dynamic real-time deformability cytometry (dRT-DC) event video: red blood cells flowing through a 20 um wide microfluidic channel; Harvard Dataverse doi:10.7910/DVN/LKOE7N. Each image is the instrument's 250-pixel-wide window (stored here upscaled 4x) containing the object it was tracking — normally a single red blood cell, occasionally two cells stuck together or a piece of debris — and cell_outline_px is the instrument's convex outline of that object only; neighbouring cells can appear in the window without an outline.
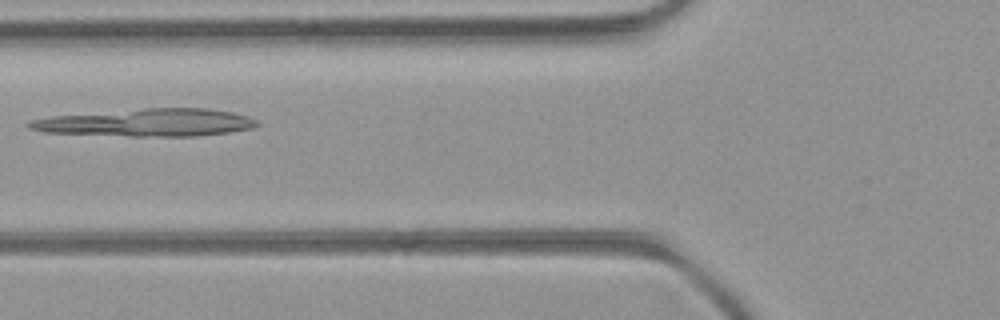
{"species": "common noctule bat (a hibernating species)", "species_latin": "Nyctalus noctula", "temperature_condition": "room temperature", "stored_images_in_passage": 49, "camera_frame_rate_fps": 3000, "um_per_image_px": 0.085, "animal": {"sex": "female", "body_mass_g": 21.9}, "frame": {"image": 1, "passage_image": 19, "time_ms": 6.0, "image_size_px": [1000, 320], "cell_outline_px": [[260, 124], [252, 128], [228, 132], [196, 136], [128, 136], [44, 132], [28, 128], [24, 124], [28, 120], [52, 116], [144, 108], [208, 108], [232, 112], [248, 116], [256, 120]], "centroid_in_image_um": [12.45, 10.42], "position_along_channel_um": 113.4, "area_um2": 36.65}}
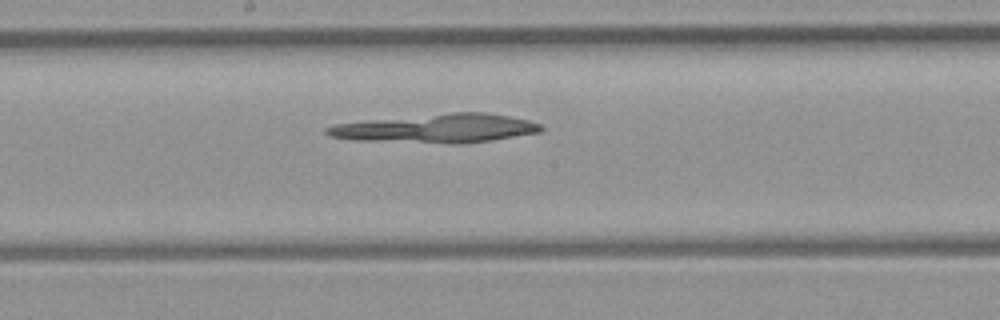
{"frame": {"image": 2, "passage_image": 26, "time_ms": 8.333, "image_size_px": [1000, 320], "cell_outline_px": [[544, 128], [540, 132], [492, 140], [464, 144], [452, 144], [348, 140], [328, 136], [324, 132], [324, 128], [336, 124], [368, 120], [452, 112], [484, 112], [508, 116], [528, 120], [540, 124]], "centroid_in_image_um": [37.06, 10.93], "position_along_channel_um": 211.1, "area_um2": 36.18}}
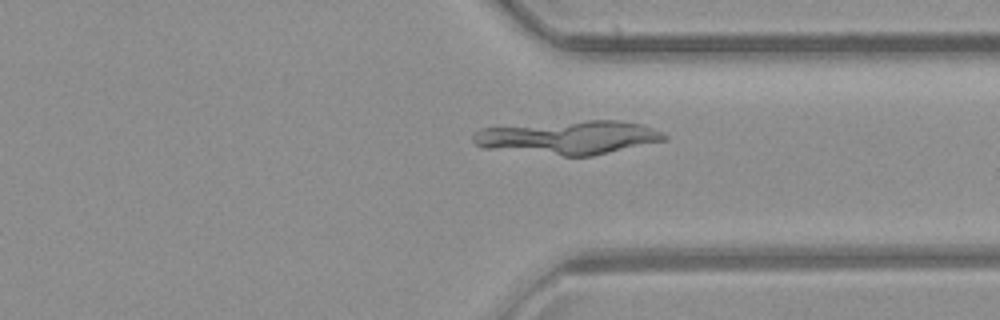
{"frame": {"image": 3, "passage_image": 37, "time_ms": 12.0, "image_size_px": [1000, 320], "cell_outline_px": [[668, 140], [592, 156], [564, 156], [484, 148], [476, 144], [472, 140], [472, 136], [476, 132], [484, 128], [588, 120], [616, 120], [640, 124], [652, 128], [668, 136]], "centroid_in_image_um": [48.37, 11.7], "position_along_channel_um": 363.0, "area_um2": 37.05}}